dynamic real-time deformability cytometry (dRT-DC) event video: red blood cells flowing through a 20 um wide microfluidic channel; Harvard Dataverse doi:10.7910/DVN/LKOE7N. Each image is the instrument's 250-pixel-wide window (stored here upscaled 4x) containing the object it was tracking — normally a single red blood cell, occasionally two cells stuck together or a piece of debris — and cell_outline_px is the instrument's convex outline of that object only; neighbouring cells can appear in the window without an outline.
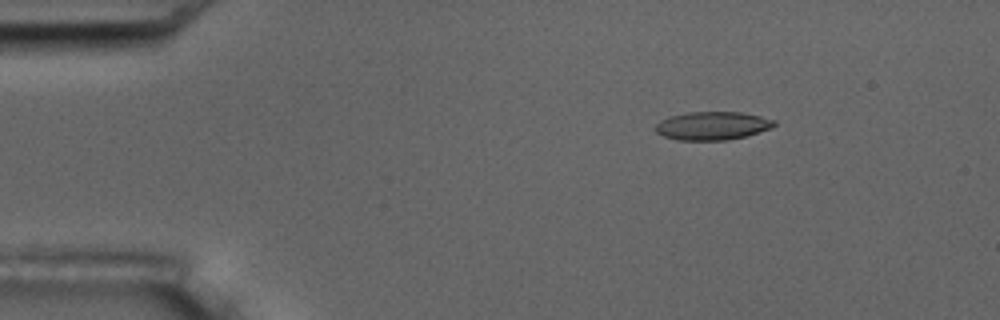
{"species": "common noctule bat (a hibernating species)", "species_latin": "Nyctalus noctula", "temperature_condition": "room temperature", "stored_images_in_passage": 5, "camera_frame_rate_fps": 3000, "um_per_image_px": 0.085, "animal": {"sex": "male", "body_mass_g": 17.5, "forearm_length_mm": 52.3}, "frame": {"image": 1, "passage_image": 3, "time_ms": 2.333, "image_size_px": [1000, 320], "cell_outline_px": [[776, 124], [768, 128], [744, 136], [728, 140], [676, 140], [664, 136], [656, 132], [652, 128], [660, 120], [668, 116], [688, 112], [740, 112], [760, 116], [776, 120]], "centroid_in_image_um": [60.47, 10.68], "position_along_channel_um": 24.5, "area_um2": 19.54}}